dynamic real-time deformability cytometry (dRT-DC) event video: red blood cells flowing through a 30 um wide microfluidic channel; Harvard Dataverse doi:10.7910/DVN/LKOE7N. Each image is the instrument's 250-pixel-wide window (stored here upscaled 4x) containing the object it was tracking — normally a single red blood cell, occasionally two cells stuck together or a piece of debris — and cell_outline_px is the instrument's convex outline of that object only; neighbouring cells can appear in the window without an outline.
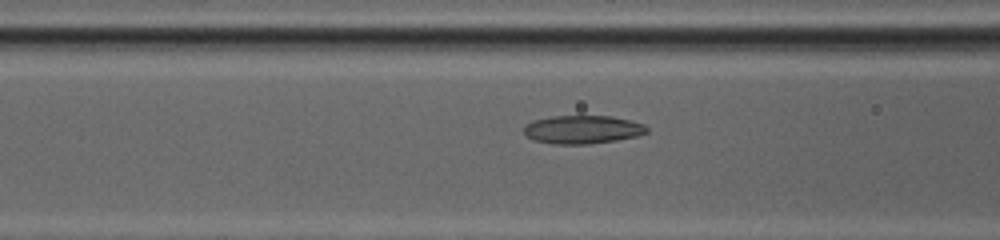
{"species": "common noctule bat (a hibernating species)", "species_latin": "Nyctalus noctula", "temperature_condition": "cold", "stored_images_in_passage": 33, "camera_frame_rate_fps": 3000, "um_per_image_px": 0.085, "animal": {"sex": "female", "body_mass_g": 20.0, "forearm_length_mm": 54.0}, "frame": {"image": 1, "passage_image": 4, "time_ms": 1.0, "image_size_px": [1000, 240], "cell_outline_px": [[648, 132], [636, 136], [616, 140], [588, 144], [552, 144], [532, 140], [524, 132], [524, 124], [532, 120], [552, 116], [612, 116], [644, 124], [648, 128]], "centroid_in_image_um": [49.48, 11.01], "position_along_channel_um": 117.1, "area_um2": 20.35}}
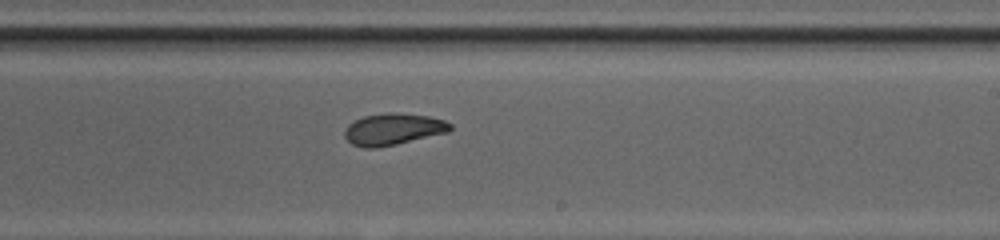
{"frame": {"image": 2, "passage_image": 14, "time_ms": 4.333, "image_size_px": [1000, 240], "cell_outline_px": [[452, 128], [448, 132], [396, 144], [376, 148], [364, 148], [352, 144], [344, 136], [344, 128], [348, 124], [364, 116], [388, 112], [392, 112], [428, 116], [444, 120], [452, 124]], "centroid_in_image_um": [33.4, 10.98], "position_along_channel_um": 255.6, "area_um2": 19.42}}
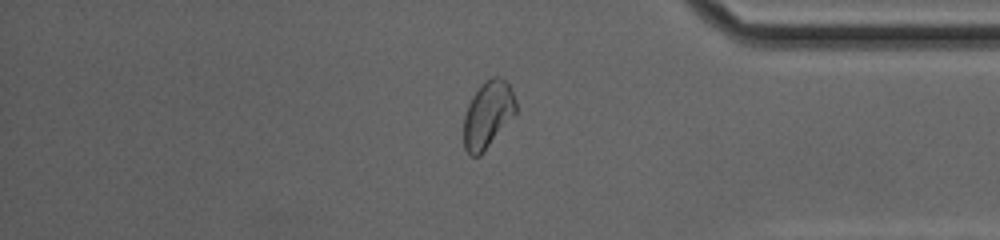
{"frame": {"image": 3, "passage_image": 25, "time_ms": 8.0, "image_size_px": [1000, 240], "cell_outline_px": [[516, 112], [480, 156], [468, 156], [464, 148], [464, 116], [468, 104], [472, 96], [480, 84], [492, 76], [500, 76], [508, 84], [516, 100]], "centroid_in_image_um": [41.44, 9.73], "position_along_channel_um": 393.8, "area_um2": 20.23}}